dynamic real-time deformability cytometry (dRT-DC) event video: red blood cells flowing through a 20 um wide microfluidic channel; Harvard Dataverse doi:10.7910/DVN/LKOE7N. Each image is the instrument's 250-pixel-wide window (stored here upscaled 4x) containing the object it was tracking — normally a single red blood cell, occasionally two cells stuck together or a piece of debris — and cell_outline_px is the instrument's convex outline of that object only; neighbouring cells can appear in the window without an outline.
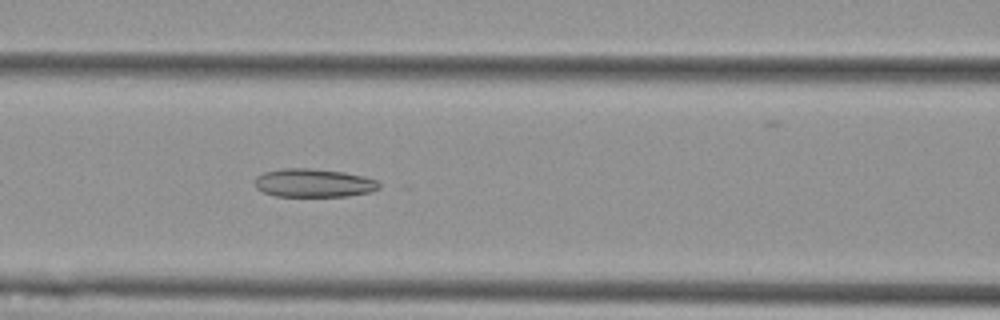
{"species": "Egyptian fruit bat (a non-hibernating species)", "species_latin": "Rousettus aegyptiacus", "temperature_condition": "cold", "stored_images_in_passage": 39, "camera_frame_rate_fps": 3000, "um_per_image_px": 0.085, "animal": {"sex": "female"}, "frame": {"image": 1, "passage_image": 7, "time_ms": 2.0, "image_size_px": [1000, 320], "cell_outline_px": [[380, 188], [372, 192], [348, 196], [276, 196], [264, 192], [256, 188], [256, 176], [264, 172], [284, 168], [308, 168], [344, 172], [364, 176], [376, 180], [380, 184]], "centroid_in_image_um": [26.69, 15.55], "position_along_channel_um": 139.9, "area_um2": 20.58}}
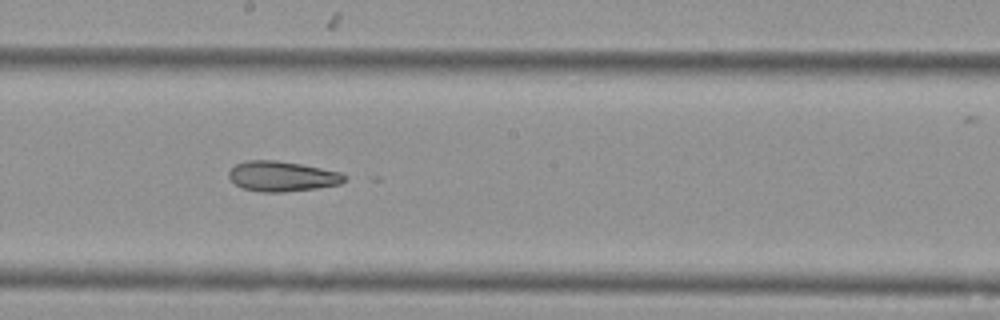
{"frame": {"image": 2, "passage_image": 14, "time_ms": 4.333, "image_size_px": [1000, 320], "cell_outline_px": [[348, 176], [340, 184], [316, 188], [284, 192], [264, 192], [240, 188], [228, 176], [228, 172], [236, 164], [248, 160], [276, 160], [300, 164], [340, 172]], "centroid_in_image_um": [23.97, 14.99], "position_along_channel_um": 224.2, "area_um2": 20.23}}
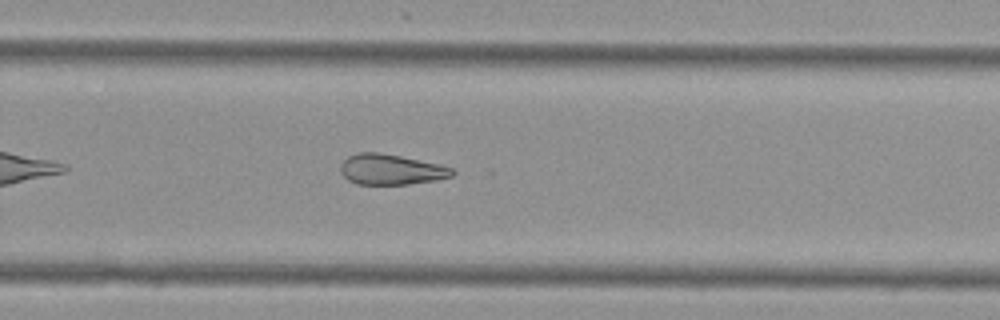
{"frame": {"image": 3, "passage_image": 20, "time_ms": 6.333, "image_size_px": [1000, 320], "cell_outline_px": [[456, 172], [452, 176], [436, 180], [408, 184], [356, 184], [348, 180], [340, 172], [340, 164], [348, 156], [360, 152], [380, 152], [400, 156], [436, 164], [452, 168]], "centroid_in_image_um": [33.2, 14.41], "position_along_channel_um": 296.6, "area_um2": 19.71}, "authors_computed_cell_mechanics": {"area_um2": 21.2126, "velocity_mm_per_s": 3.629, "shape_relaxation_time_tau1_ms": null, "shape_relaxation_time_tau2_ms": 10.401, "deformation_change_tau1": null, "deformation_change_tau2": 0.2052}}